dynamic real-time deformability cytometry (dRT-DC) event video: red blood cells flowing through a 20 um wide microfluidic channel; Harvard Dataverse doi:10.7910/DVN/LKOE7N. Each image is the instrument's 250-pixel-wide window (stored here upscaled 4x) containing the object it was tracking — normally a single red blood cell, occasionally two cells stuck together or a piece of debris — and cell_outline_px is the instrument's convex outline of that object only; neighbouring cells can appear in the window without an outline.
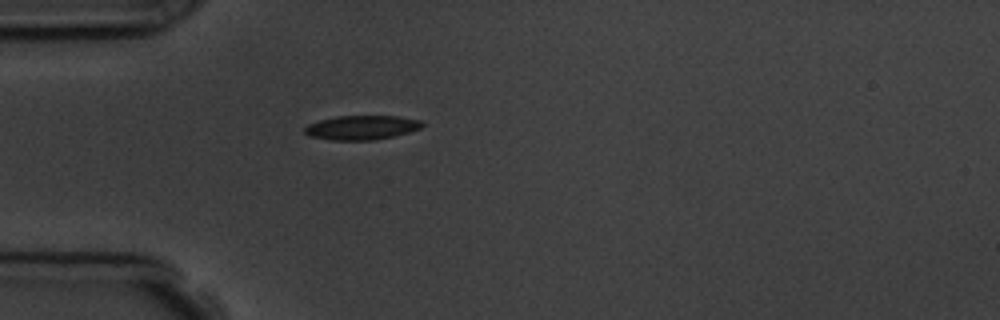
{"species": "common noctule bat (a hibernating species)", "species_latin": "Nyctalus noctula", "temperature_condition": "room temperature", "stored_images_in_passage": 1, "camera_frame_rate_fps": 3000, "um_per_image_px": 0.085, "animal": {"sex": "male", "body_mass_g": 19.5, "forearm_length_mm": 54.6}, "frame": {"image": 1, "passage_image": 1, "time_ms": 0.0, "image_size_px": [1000, 320], "cell_outline_px": [[424, 124], [420, 128], [408, 132], [392, 136], [372, 140], [332, 140], [308, 136], [304, 132], [304, 128], [308, 124], [320, 120], [336, 116], [396, 116], [420, 120]], "centroid_in_image_um": [30.7, 10.84], "position_along_channel_um": 54.3, "area_um2": 16.47}}